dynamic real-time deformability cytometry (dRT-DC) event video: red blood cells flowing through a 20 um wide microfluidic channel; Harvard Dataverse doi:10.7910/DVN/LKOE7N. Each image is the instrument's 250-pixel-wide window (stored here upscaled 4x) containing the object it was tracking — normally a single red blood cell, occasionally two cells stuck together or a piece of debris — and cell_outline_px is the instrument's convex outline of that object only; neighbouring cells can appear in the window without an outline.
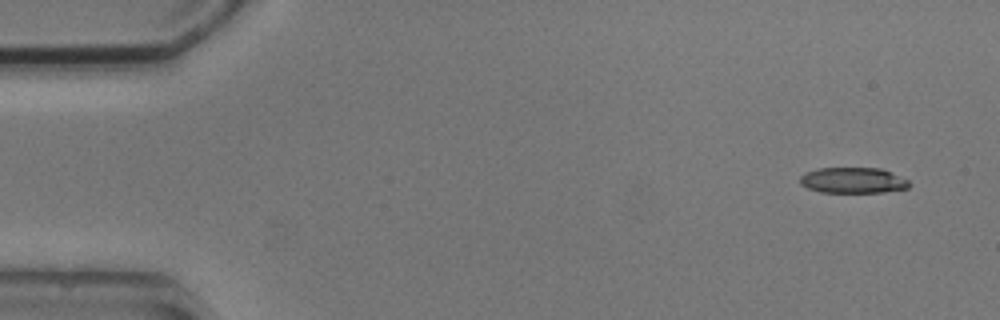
{"species": "common noctule bat (a hibernating species)", "species_latin": "Nyctalus noctula", "temperature_condition": "cold", "stored_images_in_passage": 3, "camera_frame_rate_fps": 3000, "um_per_image_px": 0.085, "animal": {"sex": "male", "body_mass_g": 20.5, "forearm_length_mm": 52.5}, "frame": {"image": 1, "passage_image": 1, "time_ms": 0.0, "image_size_px": [1000, 320], "cell_outline_px": [[908, 188], [884, 192], [820, 192], [808, 188], [800, 184], [800, 176], [804, 172], [816, 168], [880, 168], [908, 180]], "centroid_in_image_um": [72.44, 15.32], "position_along_channel_um": 12.6, "area_um2": 16.3}}